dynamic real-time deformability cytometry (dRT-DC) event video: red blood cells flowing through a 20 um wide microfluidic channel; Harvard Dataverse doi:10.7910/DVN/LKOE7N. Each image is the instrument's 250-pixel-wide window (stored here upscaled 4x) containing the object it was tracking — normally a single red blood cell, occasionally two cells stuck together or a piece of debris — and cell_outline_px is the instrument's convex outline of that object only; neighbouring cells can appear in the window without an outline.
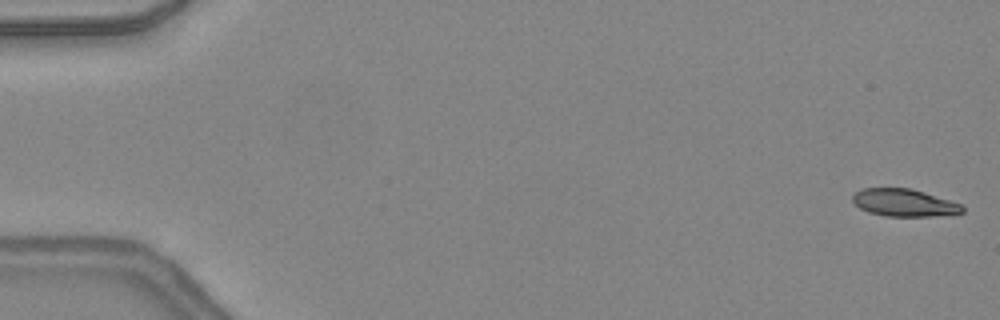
{"species": "common noctule bat (a hibernating species)", "species_latin": "Nyctalus noctula", "temperature_condition": "warm", "stored_images_in_passage": 47, "camera_frame_rate_fps": 3000, "um_per_image_px": 0.085, "animal": {"sex": "female", "body_mass_g": 24.6, "forearm_length_mm": 56.2}, "frame": {"image": 1, "passage_image": 1, "time_ms": 0.0, "image_size_px": [1000, 320], "cell_outline_px": [[964, 212], [932, 216], [888, 216], [868, 212], [860, 208], [852, 200], [852, 196], [860, 188], [912, 188], [960, 204], [964, 208]], "centroid_in_image_um": [76.81, 17.22], "position_along_channel_um": 8.2, "area_um2": 17.34}}
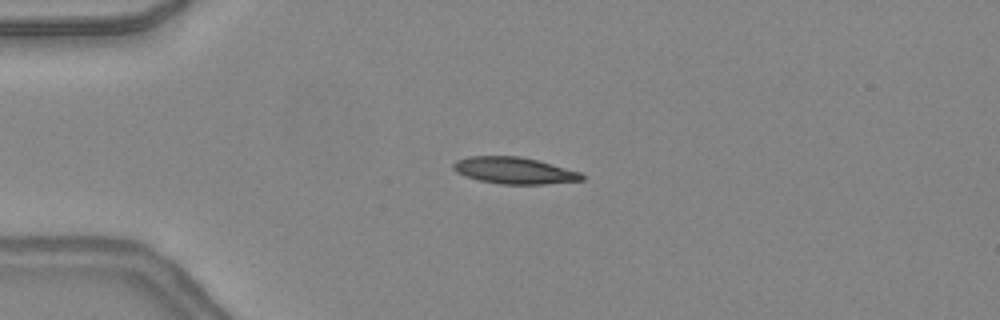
{"frame": {"image": 2, "passage_image": 12, "time_ms": 3.667, "image_size_px": [1000, 320], "cell_outline_px": [[584, 180], [544, 184], [500, 184], [480, 180], [456, 172], [452, 168], [452, 164], [456, 160], [468, 156], [520, 156], [536, 160], [580, 172], [584, 176]], "centroid_in_image_um": [43.69, 14.49], "position_along_channel_um": 41.3, "area_um2": 19.77}}
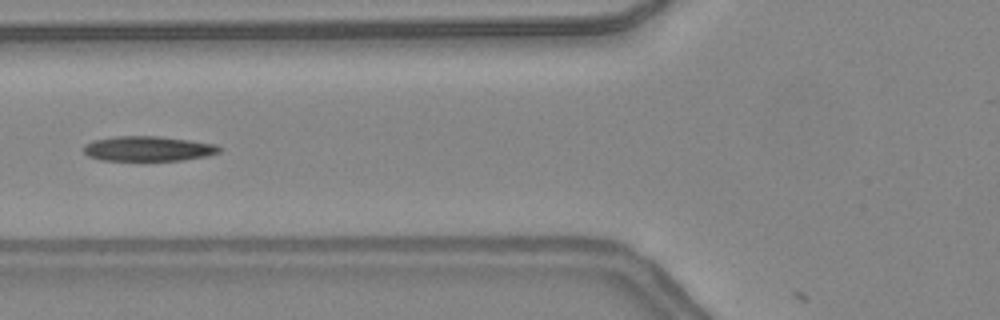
{"frame": {"image": 3, "passage_image": 19, "time_ms": 6.0, "image_size_px": [1000, 320], "cell_outline_px": [[224, 148], [220, 152], [208, 156], [184, 160], [100, 160], [88, 156], [84, 152], [84, 144], [92, 140], [116, 136], [156, 136], [188, 140], [216, 144]], "centroid_in_image_um": [12.61, 12.63], "position_along_channel_um": 113.2, "area_um2": 19.83}, "authors_computed_cell_mechanics": {"area_um2": 19.5364, "velocity_mm_per_s": 4.4024, "shape_relaxation_time_tau1_ms": null, "shape_relaxation_time_tau2_ms": 5.3533, "deformation_change_tau1": null, "deformation_change_tau2": 0.1599}}